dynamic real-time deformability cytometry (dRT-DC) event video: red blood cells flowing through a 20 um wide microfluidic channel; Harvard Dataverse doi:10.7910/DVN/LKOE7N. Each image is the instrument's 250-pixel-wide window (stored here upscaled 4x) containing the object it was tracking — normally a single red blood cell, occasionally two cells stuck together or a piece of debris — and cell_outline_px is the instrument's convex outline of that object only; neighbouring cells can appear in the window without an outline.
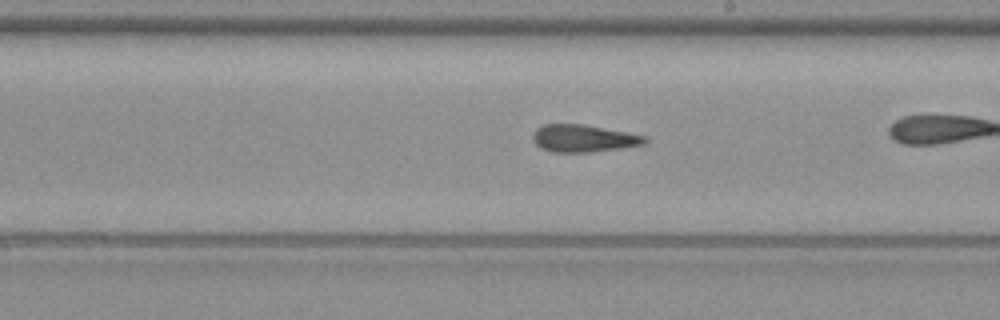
{"species": "common noctule bat (a hibernating species)", "species_latin": "Nyctalus noctula", "temperature_condition": "warm", "stored_images_in_passage": 40, "camera_frame_rate_fps": 3000, "um_per_image_px": 0.085, "animal": {"sex": "female", "body_mass_g": 19.3, "forearm_length_mm": 54.1}, "frame": {"image": 1, "passage_image": 29, "time_ms": 9.333, "image_size_px": [1000, 320], "cell_outline_px": [[648, 140], [644, 144], [620, 148], [592, 152], [552, 152], [540, 148], [532, 140], [532, 136], [536, 128], [544, 124], [580, 124], [648, 136]], "centroid_in_image_um": [49.57, 11.77], "position_along_channel_um": 239.4, "area_um2": 17.8}}